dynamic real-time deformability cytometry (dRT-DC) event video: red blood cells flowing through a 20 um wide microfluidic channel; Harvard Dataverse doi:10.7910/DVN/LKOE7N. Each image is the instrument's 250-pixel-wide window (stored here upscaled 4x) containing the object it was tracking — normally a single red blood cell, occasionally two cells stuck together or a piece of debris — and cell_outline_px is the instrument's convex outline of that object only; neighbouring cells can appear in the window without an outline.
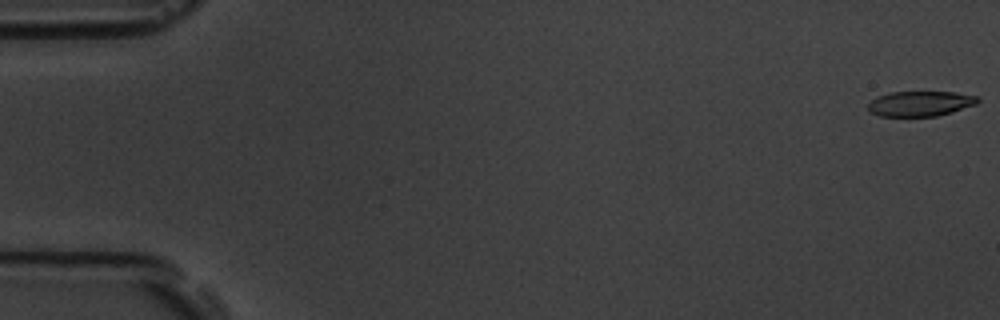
{"species": "common noctule bat (a hibernating species)", "species_latin": "Nyctalus noctula", "temperature_condition": "room temperature", "stored_images_in_passage": 4, "camera_frame_rate_fps": 3000, "um_per_image_px": 0.085, "animal": {"sex": "male", "body_mass_g": 19.5, "forearm_length_mm": 54.6}, "frame": {"image": 1, "passage_image": 1, "time_ms": 0.0, "image_size_px": [1000, 320], "cell_outline_px": [[980, 100], [976, 104], [952, 112], [936, 116], [880, 116], [868, 112], [868, 104], [876, 96], [892, 92], [952, 92], [976, 96]], "centroid_in_image_um": [78.19, 8.81], "position_along_channel_um": 6.8, "area_um2": 16.01}}